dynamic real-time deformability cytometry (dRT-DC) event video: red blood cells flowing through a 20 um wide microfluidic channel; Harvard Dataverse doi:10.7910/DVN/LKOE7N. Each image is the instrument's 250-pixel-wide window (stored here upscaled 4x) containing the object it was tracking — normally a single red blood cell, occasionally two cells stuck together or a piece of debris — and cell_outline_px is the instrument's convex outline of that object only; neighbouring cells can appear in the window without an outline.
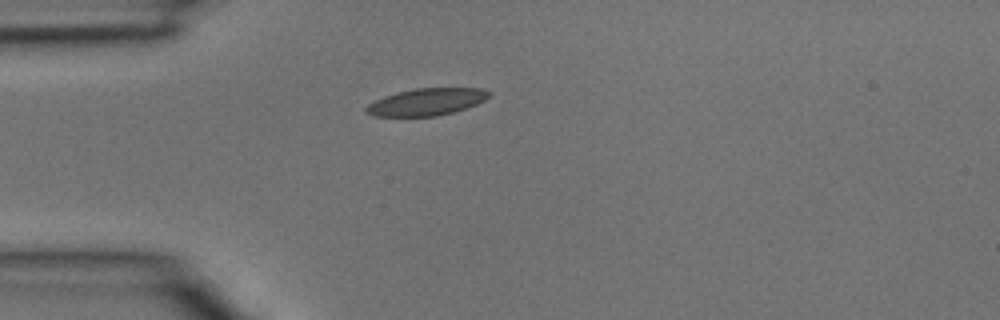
{"species": "common noctule bat (a hibernating species)", "species_latin": "Nyctalus noctula", "temperature_condition": "room temperature", "stored_images_in_passage": 1, "camera_frame_rate_fps": 3000, "um_per_image_px": 0.085, "animal": {"sex": "male", "body_mass_g": 15.6}, "frame": {"image": 1, "passage_image": 1, "time_ms": 0.0, "image_size_px": [1000, 320], "cell_outline_px": [[492, 96], [476, 104], [452, 112], [436, 116], [372, 116], [364, 112], [364, 108], [368, 104], [384, 96], [416, 88], [484, 88], [492, 92]], "centroid_in_image_um": [36.27, 8.66], "position_along_channel_um": 48.7, "area_um2": 19.36}}